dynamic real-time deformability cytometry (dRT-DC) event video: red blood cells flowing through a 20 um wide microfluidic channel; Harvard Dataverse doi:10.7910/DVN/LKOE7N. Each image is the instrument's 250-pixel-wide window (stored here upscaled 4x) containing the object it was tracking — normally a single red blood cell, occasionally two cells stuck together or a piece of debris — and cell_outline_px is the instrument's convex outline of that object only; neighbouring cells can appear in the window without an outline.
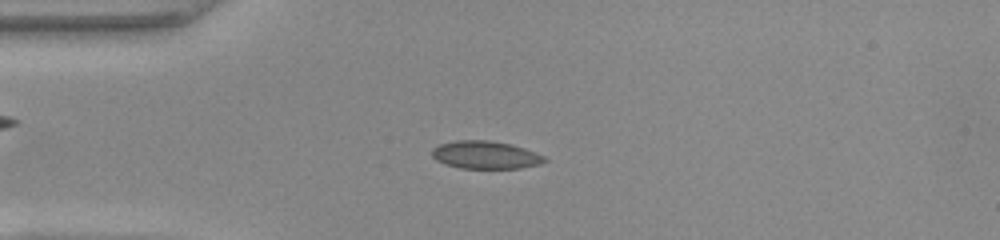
{"species": "common noctule bat (a hibernating species)", "species_latin": "Nyctalus noctula", "temperature_condition": "warm", "stored_images_in_passage": 50, "camera_frame_rate_fps": 3000, "um_per_image_px": 0.085, "animal": {"sex": "female", "body_mass_g": 22.0, "forearm_length_mm": 56.7}, "frame": {"image": 1, "passage_image": 12, "time_ms": 3.667, "image_size_px": [1000, 240], "cell_outline_px": [[548, 160], [540, 164], [520, 168], [460, 168], [444, 164], [436, 160], [432, 156], [432, 148], [440, 144], [456, 140], [488, 140], [508, 144], [524, 148], [536, 152], [544, 156]], "centroid_in_image_um": [41.25, 13.17], "position_along_channel_um": 43.8, "area_um2": 18.21}}
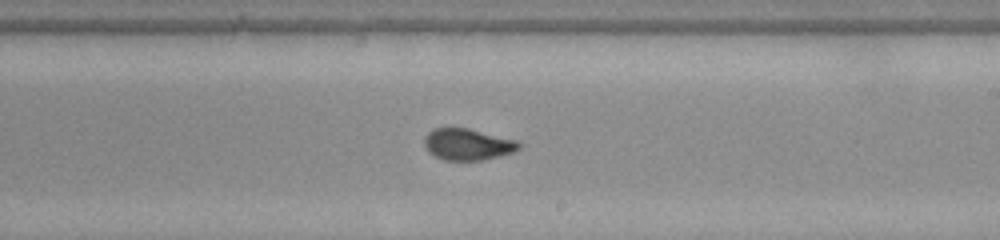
{"frame": {"image": 2, "passage_image": 29, "time_ms": 9.333, "image_size_px": [1000, 240], "cell_outline_px": [[520, 148], [512, 152], [480, 160], [444, 160], [428, 152], [424, 144], [424, 136], [432, 128], [468, 128], [520, 140]], "centroid_in_image_um": [39.74, 12.25], "position_along_channel_um": 249.3, "area_um2": 17.4}}
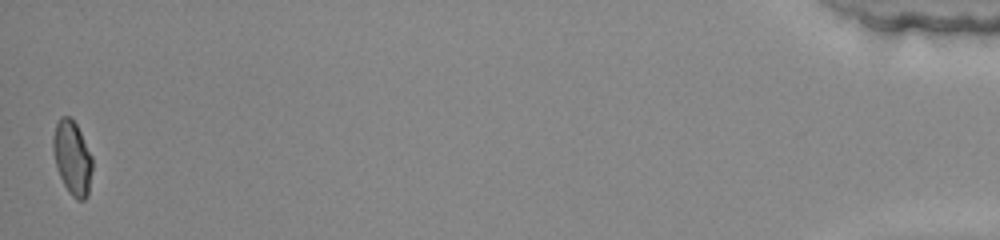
{"frame": {"image": 3, "passage_image": 50, "time_ms": 16.333, "image_size_px": [1000, 240], "cell_outline_px": [[92, 168], [88, 196], [84, 200], [76, 200], [68, 192], [60, 176], [56, 164], [52, 148], [52, 136], [56, 124], [60, 116], [68, 116], [76, 124], [92, 156]], "centroid_in_image_um": [6.14, 13.43], "position_along_channel_um": 429.1, "area_um2": 16.88}, "authors_computed_cell_mechanics": {"area_um2": 17.629, "velocity_mm_per_s": 3.9662, "shape_relaxation_time_tau1_ms": 11.0259, "shape_relaxation_time_tau2_ms": 0.8159, "deformation_change_tau1": 0.2447, "deformation_change_tau2": 0.0462}}